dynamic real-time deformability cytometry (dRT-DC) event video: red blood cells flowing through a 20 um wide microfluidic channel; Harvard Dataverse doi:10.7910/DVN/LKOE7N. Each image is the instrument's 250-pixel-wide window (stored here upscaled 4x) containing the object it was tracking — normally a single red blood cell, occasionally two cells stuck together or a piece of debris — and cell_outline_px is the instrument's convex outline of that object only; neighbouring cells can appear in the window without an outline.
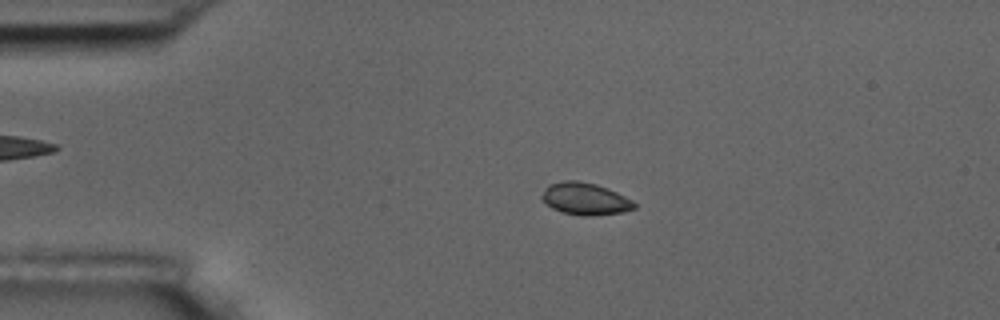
{"species": "common noctule bat (a hibernating species)", "species_latin": "Nyctalus noctula", "temperature_condition": "room temperature", "stored_images_in_passage": 3, "camera_frame_rate_fps": 3000, "um_per_image_px": 0.085, "animal": {"sex": "male", "body_mass_g": 17.5, "forearm_length_mm": 52.3}, "frame": {"image": 1, "passage_image": 2, "time_ms": 1.0, "image_size_px": [1000, 320], "cell_outline_px": [[636, 208], [624, 212], [584, 216], [560, 212], [552, 208], [540, 196], [544, 188], [548, 184], [564, 180], [580, 180], [596, 184], [608, 188], [632, 200], [636, 204]], "centroid_in_image_um": [49.72, 16.88], "position_along_channel_um": 35.3, "area_um2": 17.4}}